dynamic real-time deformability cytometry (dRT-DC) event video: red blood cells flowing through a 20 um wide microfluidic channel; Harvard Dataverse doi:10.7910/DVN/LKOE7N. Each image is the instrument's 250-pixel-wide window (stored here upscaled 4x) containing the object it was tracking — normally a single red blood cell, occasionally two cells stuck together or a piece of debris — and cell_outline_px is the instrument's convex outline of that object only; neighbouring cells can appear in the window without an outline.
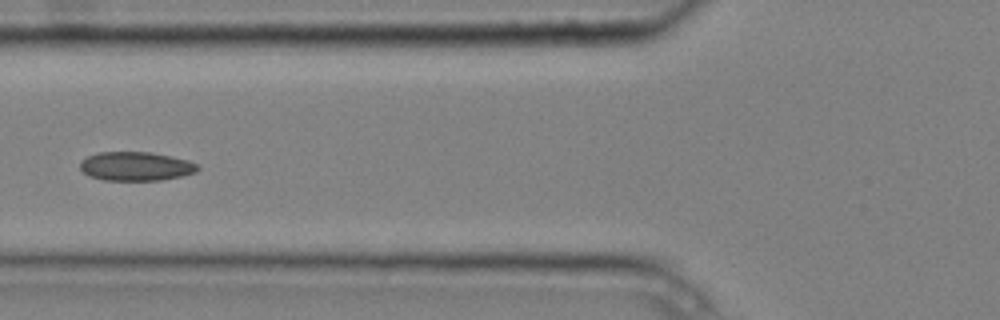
{"species": "common noctule bat (a hibernating species)", "species_latin": "Nyctalus noctula", "temperature_condition": "cold", "stored_images_in_passage": 9, "camera_frame_rate_fps": 3000, "um_per_image_px": 0.085, "animal": {"sex": "male", "body_mass_g": 20.4}, "frame": {"image": 1, "passage_image": 6, "time_ms": 1.667, "image_size_px": [1000, 320], "cell_outline_px": [[200, 168], [196, 172], [180, 176], [160, 180], [104, 180], [88, 176], [80, 168], [80, 160], [88, 156], [100, 152], [152, 152], [188, 160], [196, 164]], "centroid_in_image_um": [11.53, 14.13], "position_along_channel_um": 114.3, "area_um2": 19.77}}
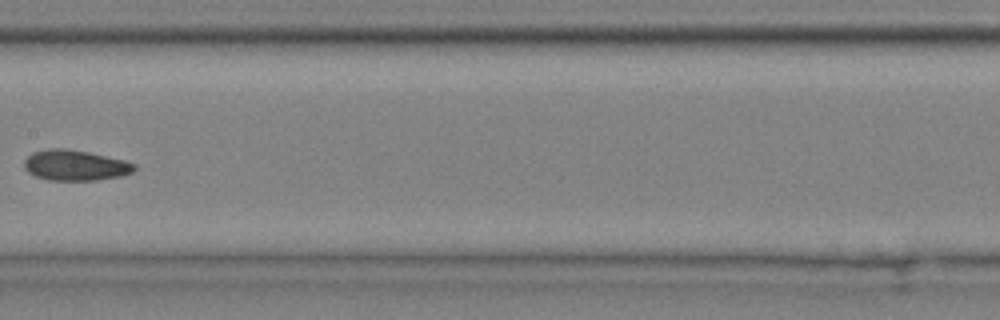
{"frame": {"image": 2, "passage_image": 8, "time_ms": 2.333, "image_size_px": [1000, 320], "cell_outline_px": [[136, 168], [132, 172], [120, 176], [96, 180], [48, 180], [36, 176], [28, 172], [24, 168], [24, 160], [32, 152], [48, 148], [68, 148], [88, 152], [124, 160], [136, 164]], "centroid_in_image_um": [6.37, 14.04], "position_along_channel_um": 201.0, "area_um2": 19.65}}
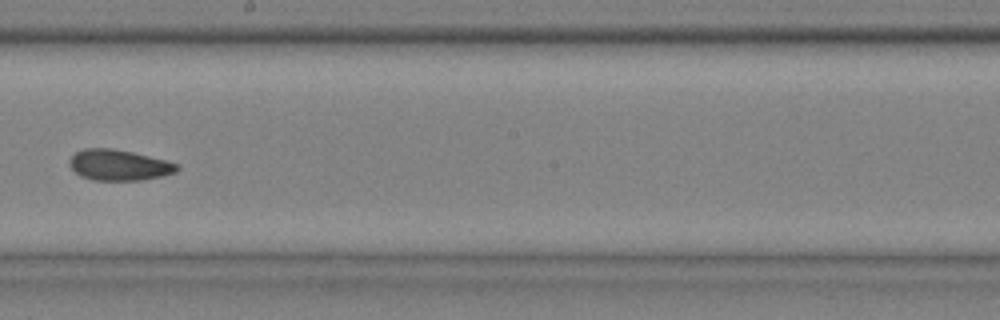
{"frame": {"image": 3, "passage_image": 9, "time_ms": 2.667, "image_size_px": [1000, 320], "cell_outline_px": [[180, 168], [176, 172], [160, 176], [140, 180], [92, 180], [80, 176], [68, 164], [68, 160], [76, 152], [84, 148], [112, 148], [132, 152], [168, 160], [180, 164]], "centroid_in_image_um": [10.12, 14.02], "position_along_channel_um": 238.1, "area_um2": 19.42}}